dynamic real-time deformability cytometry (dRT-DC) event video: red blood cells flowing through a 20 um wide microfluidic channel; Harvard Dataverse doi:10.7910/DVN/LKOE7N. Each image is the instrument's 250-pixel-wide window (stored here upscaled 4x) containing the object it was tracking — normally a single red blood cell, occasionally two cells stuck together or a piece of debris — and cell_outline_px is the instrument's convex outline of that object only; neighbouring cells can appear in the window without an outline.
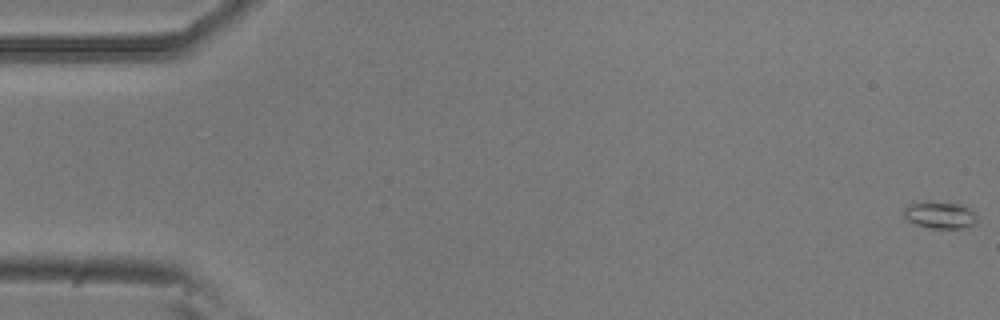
{"species": "common noctule bat (a hibernating species)", "species_latin": "Nyctalus noctula", "temperature_condition": "room temperature", "stored_images_in_passage": 4, "camera_frame_rate_fps": 3000, "um_per_image_px": 0.085, "animal": {"sex": "male", "body_mass_g": 20.5, "forearm_length_mm": 52.5}, "frame": {"image": 1, "passage_image": 1, "time_ms": 0.0, "image_size_px": [1000, 320], "cell_outline_px": [[976, 224], [960, 228], [928, 228], [916, 224], [908, 220], [904, 216], [904, 208], [908, 204], [960, 204], [976, 212]], "centroid_in_image_um": [79.93, 18.33], "position_along_channel_um": 5.1, "area_um2": 10.92}}